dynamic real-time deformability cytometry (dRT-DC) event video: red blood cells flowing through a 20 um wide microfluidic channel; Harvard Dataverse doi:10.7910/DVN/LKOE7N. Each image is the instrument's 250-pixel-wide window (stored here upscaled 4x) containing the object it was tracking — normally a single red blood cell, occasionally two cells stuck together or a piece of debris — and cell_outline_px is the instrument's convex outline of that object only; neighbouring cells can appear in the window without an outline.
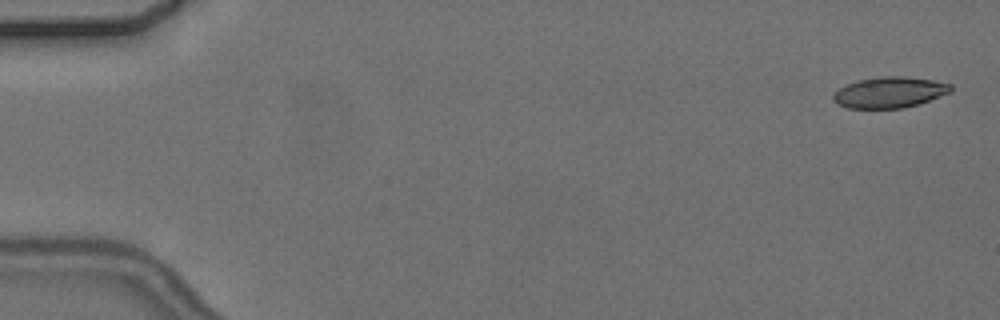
{"species": "common noctule bat (a hibernating species)", "species_latin": "Nyctalus noctula", "temperature_condition": "cold", "stored_images_in_passage": 5, "camera_frame_rate_fps": 3000, "um_per_image_px": 0.085, "animal": {"sex": "female", "body_mass_g": 24.6, "forearm_length_mm": 56.2}, "frame": {"image": 1, "passage_image": 1, "time_ms": 0.0, "image_size_px": [1000, 320], "cell_outline_px": [[952, 92], [904, 108], [848, 108], [836, 104], [832, 100], [832, 96], [840, 88], [848, 84], [860, 80], [880, 76], [904, 76], [932, 80], [952, 84]], "centroid_in_image_um": [75.61, 7.85], "position_along_channel_um": 9.4, "area_um2": 21.04}}
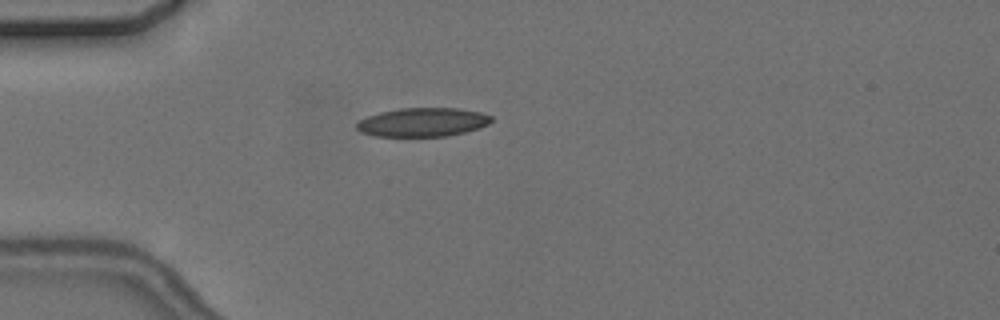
{"frame": {"image": 2, "passage_image": 5, "time_ms": 4.667, "image_size_px": [1000, 320], "cell_outline_px": [[492, 120], [488, 124], [480, 128], [448, 136], [376, 136], [360, 132], [356, 128], [356, 124], [360, 120], [368, 116], [380, 112], [400, 108], [456, 108], [480, 112], [492, 116]], "centroid_in_image_um": [35.93, 10.39], "position_along_channel_um": 49.1, "area_um2": 22.54}}